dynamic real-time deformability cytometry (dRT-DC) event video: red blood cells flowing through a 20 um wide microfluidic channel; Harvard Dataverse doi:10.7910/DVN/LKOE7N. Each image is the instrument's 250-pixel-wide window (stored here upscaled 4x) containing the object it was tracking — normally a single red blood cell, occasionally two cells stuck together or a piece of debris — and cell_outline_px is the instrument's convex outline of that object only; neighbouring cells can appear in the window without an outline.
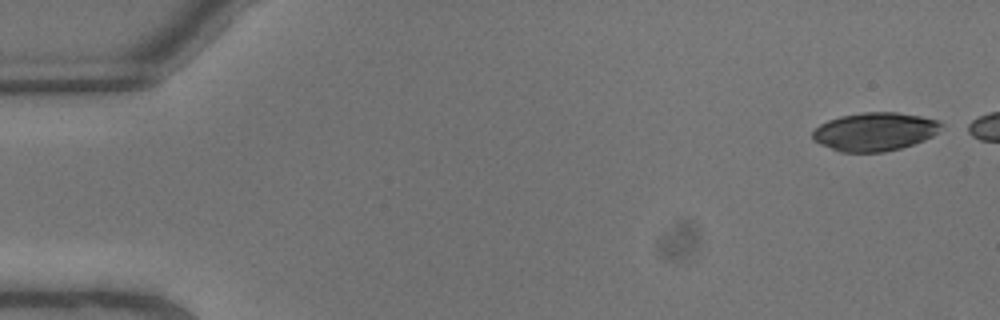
{"species": "common noctule bat (a hibernating species)", "species_latin": "Nyctalus noctula", "temperature_condition": "warm", "stored_images_in_passage": 10, "camera_frame_rate_fps": 3000, "um_per_image_px": 0.085, "animal": {"sex": "male", "body_mass_g": 13.3}, "frame": {"image": 1, "passage_image": 1, "time_ms": 0.0, "image_size_px": [1000, 320], "cell_outline_px": [[944, 124], [932, 136], [924, 140], [900, 148], [884, 152], [840, 152], [820, 144], [812, 140], [812, 132], [820, 124], [828, 120], [840, 116], [864, 112], [896, 112], [920, 116], [936, 120]], "centroid_in_image_um": [74.32, 11.19], "position_along_channel_um": 10.7, "area_um2": 28.67}}